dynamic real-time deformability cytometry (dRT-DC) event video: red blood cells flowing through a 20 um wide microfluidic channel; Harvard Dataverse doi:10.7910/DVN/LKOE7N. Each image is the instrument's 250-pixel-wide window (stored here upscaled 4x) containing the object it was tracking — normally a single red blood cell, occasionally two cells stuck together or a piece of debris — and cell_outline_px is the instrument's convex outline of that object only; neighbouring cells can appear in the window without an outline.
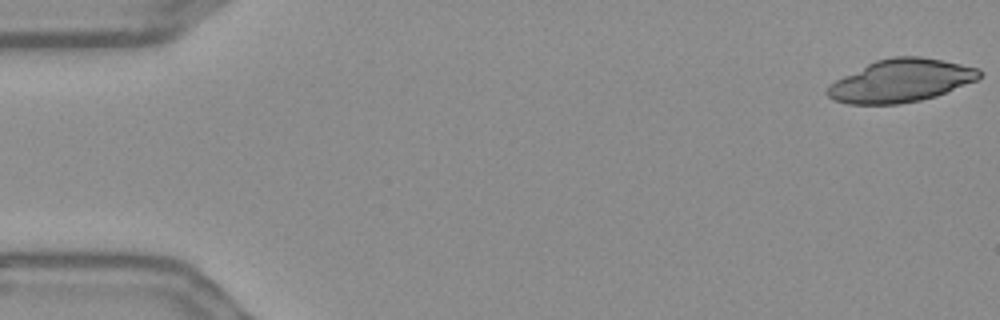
{"species": "Egyptian fruit bat (a non-hibernating species)", "species_latin": "Rousettus aegyptiacus", "temperature_condition": "warm", "stored_images_in_passage": 55, "camera_frame_rate_fps": 3000, "um_per_image_px": 0.085, "frame": {"image": 1, "passage_image": 1, "time_ms": 0.0, "image_size_px": [1000, 320], "cell_outline_px": [[984, 72], [976, 80], [936, 96], [920, 100], [900, 104], [848, 104], [832, 100], [824, 92], [836, 80], [876, 60], [892, 56], [920, 56], [980, 68]], "centroid_in_image_um": [76.58, 6.86], "position_along_channel_um": 8.4, "area_um2": 37.69}}